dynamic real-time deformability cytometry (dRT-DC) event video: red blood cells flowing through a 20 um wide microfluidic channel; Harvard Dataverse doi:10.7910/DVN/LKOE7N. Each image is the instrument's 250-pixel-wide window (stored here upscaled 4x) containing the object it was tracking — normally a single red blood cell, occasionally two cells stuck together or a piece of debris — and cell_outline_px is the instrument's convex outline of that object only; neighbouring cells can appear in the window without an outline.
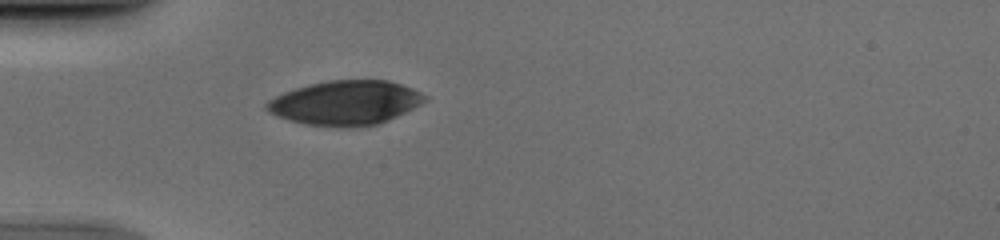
{"species": "human", "species_latin": "Homo sapiens", "temperature_condition": "cold", "stored_images_in_passage": 53, "camera_frame_rate_fps": 3000, "um_per_image_px": 0.085, "donor": {"sex": "male"}, "frame": {"image": 1, "passage_image": 17, "time_ms": 5.333, "image_size_px": [1000, 240], "cell_outline_px": [[428, 100], [388, 120], [376, 124], [348, 128], [340, 128], [308, 124], [288, 120], [276, 116], [268, 112], [264, 108], [264, 104], [268, 100], [284, 92], [308, 84], [328, 80], [388, 80], [412, 88], [428, 96]], "centroid_in_image_um": [29.33, 8.74], "position_along_channel_um": 55.7, "area_um2": 40.98}}
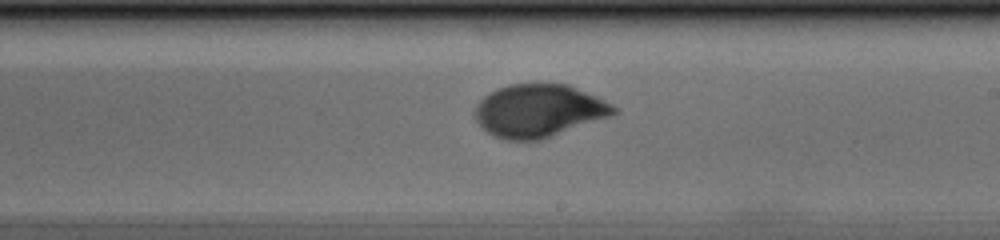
{"frame": {"image": 2, "passage_image": 32, "time_ms": 10.333, "image_size_px": [1000, 240], "cell_outline_px": [[620, 108], [616, 112], [608, 116], [540, 140], [504, 140], [492, 136], [476, 120], [472, 112], [476, 104], [488, 92], [496, 88], [508, 84], [568, 84], [596, 96]], "centroid_in_image_um": [45.74, 9.4], "position_along_channel_um": 243.3, "area_um2": 42.6}}
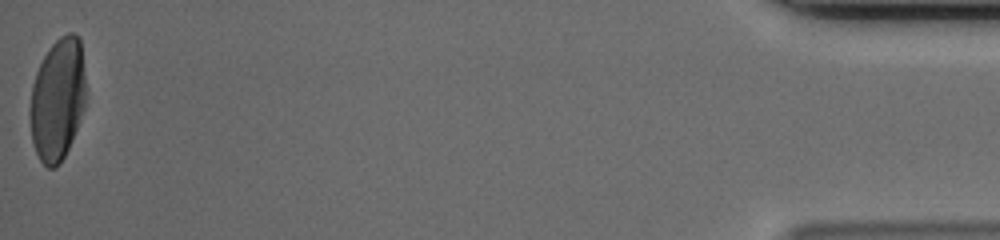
{"frame": {"image": 3, "passage_image": 53, "time_ms": 17.333, "image_size_px": [1000, 240], "cell_outline_px": [[84, 108], [68, 148], [60, 164], [56, 168], [48, 168], [40, 160], [36, 152], [32, 140], [28, 112], [32, 84], [36, 72], [48, 48], [60, 36], [68, 32], [72, 32], [80, 40], [84, 76]], "centroid_in_image_um": [4.85, 8.46], "position_along_channel_um": 430.3, "area_um2": 39.59}}